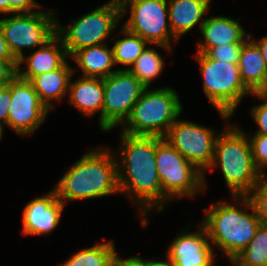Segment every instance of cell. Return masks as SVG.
Wrapping results in <instances>:
<instances>
[{
	"instance_id": "cell-1",
	"label": "cell",
	"mask_w": 267,
	"mask_h": 266,
	"mask_svg": "<svg viewBox=\"0 0 267 266\" xmlns=\"http://www.w3.org/2000/svg\"><path fill=\"white\" fill-rule=\"evenodd\" d=\"M121 159L125 173L118 166V185L120 193H131L136 195V201H140L146 207L143 208L146 214L156 204L158 210L164 207V200L169 199L163 194L161 181L158 177L155 159V136H133L122 133Z\"/></svg>"
},
{
	"instance_id": "cell-2",
	"label": "cell",
	"mask_w": 267,
	"mask_h": 266,
	"mask_svg": "<svg viewBox=\"0 0 267 266\" xmlns=\"http://www.w3.org/2000/svg\"><path fill=\"white\" fill-rule=\"evenodd\" d=\"M118 162L105 150L91 151L69 169L54 188L57 198L82 200L106 196L120 191Z\"/></svg>"
},
{
	"instance_id": "cell-3",
	"label": "cell",
	"mask_w": 267,
	"mask_h": 266,
	"mask_svg": "<svg viewBox=\"0 0 267 266\" xmlns=\"http://www.w3.org/2000/svg\"><path fill=\"white\" fill-rule=\"evenodd\" d=\"M238 197L243 200L241 204L253 210V214L243 212L230 204L218 202L212 204L210 209H204L207 217L202 222L209 239L226 253L230 261L248 246L261 225L250 198L234 196L239 201Z\"/></svg>"
},
{
	"instance_id": "cell-4",
	"label": "cell",
	"mask_w": 267,
	"mask_h": 266,
	"mask_svg": "<svg viewBox=\"0 0 267 266\" xmlns=\"http://www.w3.org/2000/svg\"><path fill=\"white\" fill-rule=\"evenodd\" d=\"M226 130L216 140L209 168L221 167L233 196H248L263 175L254 165L250 142L244 132L232 126Z\"/></svg>"
},
{
	"instance_id": "cell-5",
	"label": "cell",
	"mask_w": 267,
	"mask_h": 266,
	"mask_svg": "<svg viewBox=\"0 0 267 266\" xmlns=\"http://www.w3.org/2000/svg\"><path fill=\"white\" fill-rule=\"evenodd\" d=\"M181 113L175 90L169 87L148 91L146 88L124 121L128 126L124 127L123 133L164 138Z\"/></svg>"
},
{
	"instance_id": "cell-6",
	"label": "cell",
	"mask_w": 267,
	"mask_h": 266,
	"mask_svg": "<svg viewBox=\"0 0 267 266\" xmlns=\"http://www.w3.org/2000/svg\"><path fill=\"white\" fill-rule=\"evenodd\" d=\"M196 59L204 78V92L222 118L228 119L243 96L251 93L241 80L238 63L215 60L206 53H197Z\"/></svg>"
},
{
	"instance_id": "cell-7",
	"label": "cell",
	"mask_w": 267,
	"mask_h": 266,
	"mask_svg": "<svg viewBox=\"0 0 267 266\" xmlns=\"http://www.w3.org/2000/svg\"><path fill=\"white\" fill-rule=\"evenodd\" d=\"M155 159L162 192L169 200L193 196L204 187L203 173L165 138L155 136Z\"/></svg>"
},
{
	"instance_id": "cell-8",
	"label": "cell",
	"mask_w": 267,
	"mask_h": 266,
	"mask_svg": "<svg viewBox=\"0 0 267 266\" xmlns=\"http://www.w3.org/2000/svg\"><path fill=\"white\" fill-rule=\"evenodd\" d=\"M120 18L119 0H110L75 20L67 30L56 20V34L62 39L69 57L79 49L103 44Z\"/></svg>"
},
{
	"instance_id": "cell-9",
	"label": "cell",
	"mask_w": 267,
	"mask_h": 266,
	"mask_svg": "<svg viewBox=\"0 0 267 266\" xmlns=\"http://www.w3.org/2000/svg\"><path fill=\"white\" fill-rule=\"evenodd\" d=\"M121 16L130 6L131 14L127 23L123 26L127 31L140 36L146 42L171 49L170 37L173 35L168 19L167 0H119Z\"/></svg>"
},
{
	"instance_id": "cell-10",
	"label": "cell",
	"mask_w": 267,
	"mask_h": 266,
	"mask_svg": "<svg viewBox=\"0 0 267 266\" xmlns=\"http://www.w3.org/2000/svg\"><path fill=\"white\" fill-rule=\"evenodd\" d=\"M50 16L52 13L34 11L0 20L4 38L17 60L24 56L22 48L42 46L56 34V19Z\"/></svg>"
},
{
	"instance_id": "cell-11",
	"label": "cell",
	"mask_w": 267,
	"mask_h": 266,
	"mask_svg": "<svg viewBox=\"0 0 267 266\" xmlns=\"http://www.w3.org/2000/svg\"><path fill=\"white\" fill-rule=\"evenodd\" d=\"M146 88L128 70H117L104 78L102 130L108 131L126 121Z\"/></svg>"
},
{
	"instance_id": "cell-12",
	"label": "cell",
	"mask_w": 267,
	"mask_h": 266,
	"mask_svg": "<svg viewBox=\"0 0 267 266\" xmlns=\"http://www.w3.org/2000/svg\"><path fill=\"white\" fill-rule=\"evenodd\" d=\"M199 171L209 169L218 137L212 129L192 122L175 121L164 137Z\"/></svg>"
},
{
	"instance_id": "cell-13",
	"label": "cell",
	"mask_w": 267,
	"mask_h": 266,
	"mask_svg": "<svg viewBox=\"0 0 267 266\" xmlns=\"http://www.w3.org/2000/svg\"><path fill=\"white\" fill-rule=\"evenodd\" d=\"M11 104L7 125L21 135L33 133L48 113L30 81L16 75L10 81Z\"/></svg>"
},
{
	"instance_id": "cell-14",
	"label": "cell",
	"mask_w": 267,
	"mask_h": 266,
	"mask_svg": "<svg viewBox=\"0 0 267 266\" xmlns=\"http://www.w3.org/2000/svg\"><path fill=\"white\" fill-rule=\"evenodd\" d=\"M197 233L178 236L168 248L167 255L175 266H213V249L207 230L201 224Z\"/></svg>"
},
{
	"instance_id": "cell-15",
	"label": "cell",
	"mask_w": 267,
	"mask_h": 266,
	"mask_svg": "<svg viewBox=\"0 0 267 266\" xmlns=\"http://www.w3.org/2000/svg\"><path fill=\"white\" fill-rule=\"evenodd\" d=\"M64 204L55 189L44 197L35 198L23 210V233L42 235L52 231L60 221Z\"/></svg>"
},
{
	"instance_id": "cell-16",
	"label": "cell",
	"mask_w": 267,
	"mask_h": 266,
	"mask_svg": "<svg viewBox=\"0 0 267 266\" xmlns=\"http://www.w3.org/2000/svg\"><path fill=\"white\" fill-rule=\"evenodd\" d=\"M200 29L205 42H199L198 53H207L211 48L222 44L244 43L245 37L247 40L251 39L250 34L245 36L238 21L224 16L203 20Z\"/></svg>"
},
{
	"instance_id": "cell-17",
	"label": "cell",
	"mask_w": 267,
	"mask_h": 266,
	"mask_svg": "<svg viewBox=\"0 0 267 266\" xmlns=\"http://www.w3.org/2000/svg\"><path fill=\"white\" fill-rule=\"evenodd\" d=\"M56 43H61L60 48L56 46ZM67 56L68 53L62 39L55 34L42 48L27 58L23 56L18 60V65L26 61L28 68L26 71L21 72L20 66H18L17 75L21 79L31 81L35 76L61 68L66 63L65 58Z\"/></svg>"
},
{
	"instance_id": "cell-18",
	"label": "cell",
	"mask_w": 267,
	"mask_h": 266,
	"mask_svg": "<svg viewBox=\"0 0 267 266\" xmlns=\"http://www.w3.org/2000/svg\"><path fill=\"white\" fill-rule=\"evenodd\" d=\"M238 66L241 80L251 94L263 93L267 88V67L254 42H244Z\"/></svg>"
},
{
	"instance_id": "cell-19",
	"label": "cell",
	"mask_w": 267,
	"mask_h": 266,
	"mask_svg": "<svg viewBox=\"0 0 267 266\" xmlns=\"http://www.w3.org/2000/svg\"><path fill=\"white\" fill-rule=\"evenodd\" d=\"M70 102L84 115H93L101 110L100 127L102 129V109L104 103V78L82 77L69 84Z\"/></svg>"
},
{
	"instance_id": "cell-20",
	"label": "cell",
	"mask_w": 267,
	"mask_h": 266,
	"mask_svg": "<svg viewBox=\"0 0 267 266\" xmlns=\"http://www.w3.org/2000/svg\"><path fill=\"white\" fill-rule=\"evenodd\" d=\"M211 0H169L168 20L173 35L178 39L191 30L208 13Z\"/></svg>"
},
{
	"instance_id": "cell-21",
	"label": "cell",
	"mask_w": 267,
	"mask_h": 266,
	"mask_svg": "<svg viewBox=\"0 0 267 266\" xmlns=\"http://www.w3.org/2000/svg\"><path fill=\"white\" fill-rule=\"evenodd\" d=\"M72 57L83 70L84 77L106 78L117 71L111 70L115 65L113 50L107 48L105 44L79 49Z\"/></svg>"
},
{
	"instance_id": "cell-22",
	"label": "cell",
	"mask_w": 267,
	"mask_h": 266,
	"mask_svg": "<svg viewBox=\"0 0 267 266\" xmlns=\"http://www.w3.org/2000/svg\"><path fill=\"white\" fill-rule=\"evenodd\" d=\"M74 70L66 63L56 70L35 76L30 82L39 95L41 102L48 110L52 108V99H61L66 93L70 84V78ZM50 100V101H49Z\"/></svg>"
},
{
	"instance_id": "cell-23",
	"label": "cell",
	"mask_w": 267,
	"mask_h": 266,
	"mask_svg": "<svg viewBox=\"0 0 267 266\" xmlns=\"http://www.w3.org/2000/svg\"><path fill=\"white\" fill-rule=\"evenodd\" d=\"M231 263L237 266H267V225L258 227L248 246Z\"/></svg>"
},
{
	"instance_id": "cell-24",
	"label": "cell",
	"mask_w": 267,
	"mask_h": 266,
	"mask_svg": "<svg viewBox=\"0 0 267 266\" xmlns=\"http://www.w3.org/2000/svg\"><path fill=\"white\" fill-rule=\"evenodd\" d=\"M115 253L114 244L105 242L79 251L60 266H112Z\"/></svg>"
},
{
	"instance_id": "cell-25",
	"label": "cell",
	"mask_w": 267,
	"mask_h": 266,
	"mask_svg": "<svg viewBox=\"0 0 267 266\" xmlns=\"http://www.w3.org/2000/svg\"><path fill=\"white\" fill-rule=\"evenodd\" d=\"M163 59L154 49H145L128 70L144 86L149 88L151 81L156 78L163 69Z\"/></svg>"
},
{
	"instance_id": "cell-26",
	"label": "cell",
	"mask_w": 267,
	"mask_h": 266,
	"mask_svg": "<svg viewBox=\"0 0 267 266\" xmlns=\"http://www.w3.org/2000/svg\"><path fill=\"white\" fill-rule=\"evenodd\" d=\"M121 32L127 35V37L116 40V43L112 47L114 63L132 66L146 49L145 47L148 42L124 28Z\"/></svg>"
},
{
	"instance_id": "cell-27",
	"label": "cell",
	"mask_w": 267,
	"mask_h": 266,
	"mask_svg": "<svg viewBox=\"0 0 267 266\" xmlns=\"http://www.w3.org/2000/svg\"><path fill=\"white\" fill-rule=\"evenodd\" d=\"M250 198L261 224L267 225V176H263L251 191Z\"/></svg>"
},
{
	"instance_id": "cell-28",
	"label": "cell",
	"mask_w": 267,
	"mask_h": 266,
	"mask_svg": "<svg viewBox=\"0 0 267 266\" xmlns=\"http://www.w3.org/2000/svg\"><path fill=\"white\" fill-rule=\"evenodd\" d=\"M249 142L254 165L263 176H266L262 169L267 165V135L255 134Z\"/></svg>"
},
{
	"instance_id": "cell-29",
	"label": "cell",
	"mask_w": 267,
	"mask_h": 266,
	"mask_svg": "<svg viewBox=\"0 0 267 266\" xmlns=\"http://www.w3.org/2000/svg\"><path fill=\"white\" fill-rule=\"evenodd\" d=\"M243 44L244 43L222 44L211 48L206 54L215 60L224 61L226 63H238Z\"/></svg>"
},
{
	"instance_id": "cell-30",
	"label": "cell",
	"mask_w": 267,
	"mask_h": 266,
	"mask_svg": "<svg viewBox=\"0 0 267 266\" xmlns=\"http://www.w3.org/2000/svg\"><path fill=\"white\" fill-rule=\"evenodd\" d=\"M254 95L263 100L266 99L265 103L253 107L252 116L260 128L256 134L267 135V96L262 93H254Z\"/></svg>"
},
{
	"instance_id": "cell-31",
	"label": "cell",
	"mask_w": 267,
	"mask_h": 266,
	"mask_svg": "<svg viewBox=\"0 0 267 266\" xmlns=\"http://www.w3.org/2000/svg\"><path fill=\"white\" fill-rule=\"evenodd\" d=\"M17 59H0V88L7 86L17 75Z\"/></svg>"
},
{
	"instance_id": "cell-32",
	"label": "cell",
	"mask_w": 267,
	"mask_h": 266,
	"mask_svg": "<svg viewBox=\"0 0 267 266\" xmlns=\"http://www.w3.org/2000/svg\"><path fill=\"white\" fill-rule=\"evenodd\" d=\"M11 104V90L10 83L7 86L0 88V124L7 125V119L9 114V107Z\"/></svg>"
},
{
	"instance_id": "cell-33",
	"label": "cell",
	"mask_w": 267,
	"mask_h": 266,
	"mask_svg": "<svg viewBox=\"0 0 267 266\" xmlns=\"http://www.w3.org/2000/svg\"><path fill=\"white\" fill-rule=\"evenodd\" d=\"M10 1V13H29L33 12L31 9L37 8V4L34 0H9Z\"/></svg>"
},
{
	"instance_id": "cell-34",
	"label": "cell",
	"mask_w": 267,
	"mask_h": 266,
	"mask_svg": "<svg viewBox=\"0 0 267 266\" xmlns=\"http://www.w3.org/2000/svg\"><path fill=\"white\" fill-rule=\"evenodd\" d=\"M112 266H145L144 260L139 257H133L126 260L118 258L116 253L112 259Z\"/></svg>"
},
{
	"instance_id": "cell-35",
	"label": "cell",
	"mask_w": 267,
	"mask_h": 266,
	"mask_svg": "<svg viewBox=\"0 0 267 266\" xmlns=\"http://www.w3.org/2000/svg\"><path fill=\"white\" fill-rule=\"evenodd\" d=\"M0 59H16L13 56L12 52L10 51V48L4 38L1 27H0Z\"/></svg>"
},
{
	"instance_id": "cell-36",
	"label": "cell",
	"mask_w": 267,
	"mask_h": 266,
	"mask_svg": "<svg viewBox=\"0 0 267 266\" xmlns=\"http://www.w3.org/2000/svg\"><path fill=\"white\" fill-rule=\"evenodd\" d=\"M257 47L259 48L262 56H263V59L265 61V64H266V67H267V36L262 38L259 42H255L253 41Z\"/></svg>"
},
{
	"instance_id": "cell-37",
	"label": "cell",
	"mask_w": 267,
	"mask_h": 266,
	"mask_svg": "<svg viewBox=\"0 0 267 266\" xmlns=\"http://www.w3.org/2000/svg\"><path fill=\"white\" fill-rule=\"evenodd\" d=\"M168 257V261L167 262H158V261H153V260H144L145 266H175L174 262Z\"/></svg>"
},
{
	"instance_id": "cell-38",
	"label": "cell",
	"mask_w": 267,
	"mask_h": 266,
	"mask_svg": "<svg viewBox=\"0 0 267 266\" xmlns=\"http://www.w3.org/2000/svg\"><path fill=\"white\" fill-rule=\"evenodd\" d=\"M0 13H10V1L0 0Z\"/></svg>"
},
{
	"instance_id": "cell-39",
	"label": "cell",
	"mask_w": 267,
	"mask_h": 266,
	"mask_svg": "<svg viewBox=\"0 0 267 266\" xmlns=\"http://www.w3.org/2000/svg\"><path fill=\"white\" fill-rule=\"evenodd\" d=\"M2 129H3V125L0 124V138H1V136H2Z\"/></svg>"
},
{
	"instance_id": "cell-40",
	"label": "cell",
	"mask_w": 267,
	"mask_h": 266,
	"mask_svg": "<svg viewBox=\"0 0 267 266\" xmlns=\"http://www.w3.org/2000/svg\"><path fill=\"white\" fill-rule=\"evenodd\" d=\"M262 94L267 96V88L264 90V92Z\"/></svg>"
}]
</instances>
